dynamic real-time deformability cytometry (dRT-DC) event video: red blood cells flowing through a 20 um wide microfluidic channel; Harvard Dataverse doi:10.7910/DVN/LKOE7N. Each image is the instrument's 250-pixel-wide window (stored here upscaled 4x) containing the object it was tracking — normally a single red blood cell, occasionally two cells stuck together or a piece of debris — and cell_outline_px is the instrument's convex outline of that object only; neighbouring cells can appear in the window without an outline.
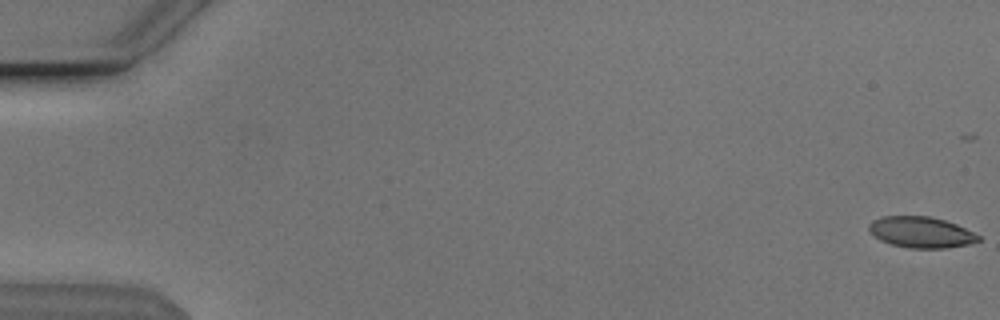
{"species": "Egyptian fruit bat (a non-hibernating species)", "species_latin": "Rousettus aegyptiacus", "temperature_condition": "cold", "stored_images_in_passage": 24, "camera_frame_rate_fps": 3000, "um_per_image_px": 0.085, "animal": {"sex": "male"}, "frame": {"image": 1, "passage_image": 1, "time_ms": 0.0, "image_size_px": [1000, 320], "cell_outline_px": [[980, 240], [968, 244], [944, 248], [908, 248], [892, 244], [880, 240], [868, 228], [868, 224], [872, 220], [884, 216], [928, 216], [944, 220], [956, 224], [980, 236]], "centroid_in_image_um": [78.27, 19.73], "position_along_channel_um": 6.7, "area_um2": 19.54}}
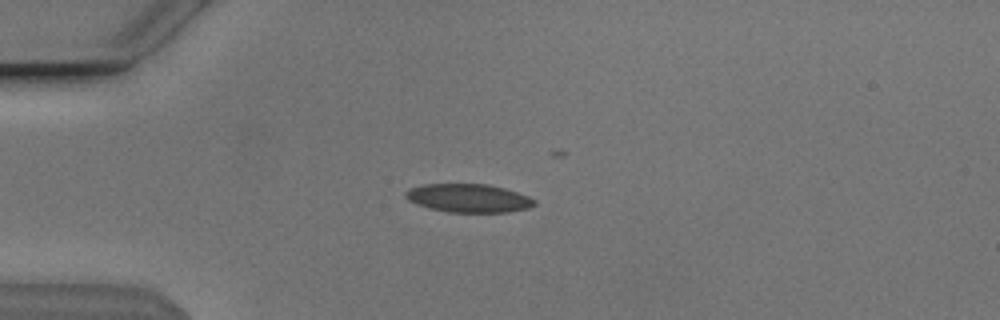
{"frame": {"image": 2, "passage_image": 15, "time_ms": 4.667, "image_size_px": [1000, 320], "cell_outline_px": [[536, 204], [528, 208], [508, 212], [448, 212], [416, 204], [408, 200], [404, 196], [404, 192], [412, 188], [424, 184], [488, 184], [504, 188], [528, 196], [536, 200]], "centroid_in_image_um": [39.83, 16.84], "position_along_channel_um": 45.2, "area_um2": 21.21}}
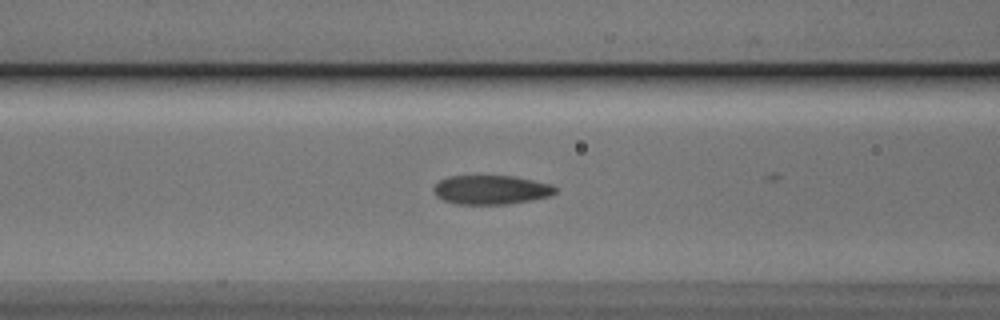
{"frame": {"image": 3, "passage_image": 23, "time_ms": 7.333, "image_size_px": [1000, 320], "cell_outline_px": [[556, 192], [548, 196], [508, 204], [456, 204], [444, 200], [436, 196], [432, 188], [440, 180], [448, 176], [512, 176], [532, 180], [548, 184], [556, 188]], "centroid_in_image_um": [41.68, 16.13], "position_along_channel_um": 124.9, "area_um2": 20.35}}